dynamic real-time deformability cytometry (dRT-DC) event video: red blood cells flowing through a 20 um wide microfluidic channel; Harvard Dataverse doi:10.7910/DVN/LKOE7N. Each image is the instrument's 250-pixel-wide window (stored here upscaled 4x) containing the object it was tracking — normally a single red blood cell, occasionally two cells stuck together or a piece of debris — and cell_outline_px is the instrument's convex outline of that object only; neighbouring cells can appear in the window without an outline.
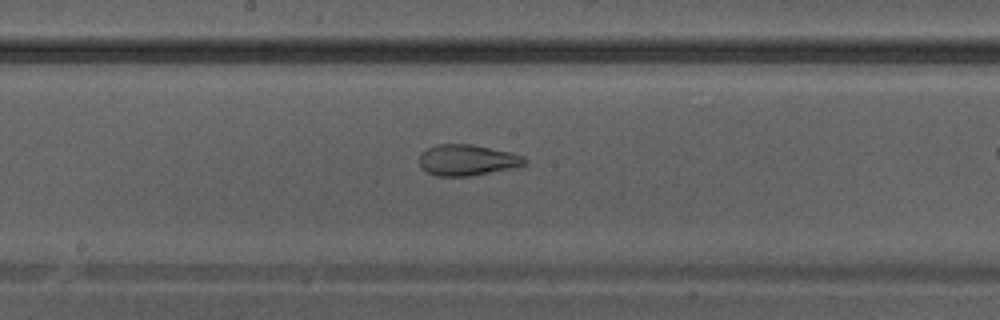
{"species": "Egyptian fruit bat (a non-hibernating species)", "species_latin": "Rousettus aegyptiacus", "temperature_condition": "warm", "stored_images_in_passage": 24, "camera_frame_rate_fps": 3000, "um_per_image_px": 0.085, "animal": {"sex": "male"}, "frame": {"image": 1, "passage_image": 13, "time_ms": 4.0, "image_size_px": [1000, 320], "cell_outline_px": [[528, 164], [468, 176], [436, 176], [428, 172], [420, 164], [420, 156], [428, 148], [436, 144], [472, 144], [508, 152], [524, 156], [528, 160]], "centroid_in_image_um": [39.72, 13.6], "position_along_channel_um": 208.5, "area_um2": 18.61}}
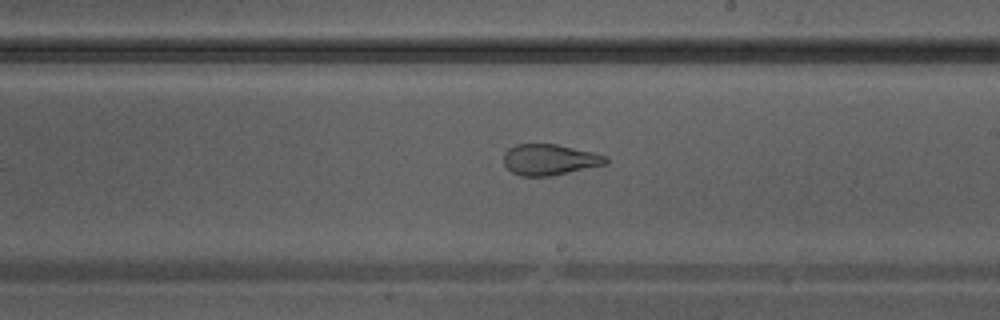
{"frame": {"image": 2, "passage_image": 15, "time_ms": 4.667, "image_size_px": [1000, 320], "cell_outline_px": [[608, 164], [548, 176], [520, 176], [512, 172], [504, 164], [504, 152], [508, 148], [516, 144], [556, 144], [592, 152], [608, 156]], "centroid_in_image_um": [46.71, 13.56], "position_along_channel_um": 242.3, "area_um2": 18.38}}